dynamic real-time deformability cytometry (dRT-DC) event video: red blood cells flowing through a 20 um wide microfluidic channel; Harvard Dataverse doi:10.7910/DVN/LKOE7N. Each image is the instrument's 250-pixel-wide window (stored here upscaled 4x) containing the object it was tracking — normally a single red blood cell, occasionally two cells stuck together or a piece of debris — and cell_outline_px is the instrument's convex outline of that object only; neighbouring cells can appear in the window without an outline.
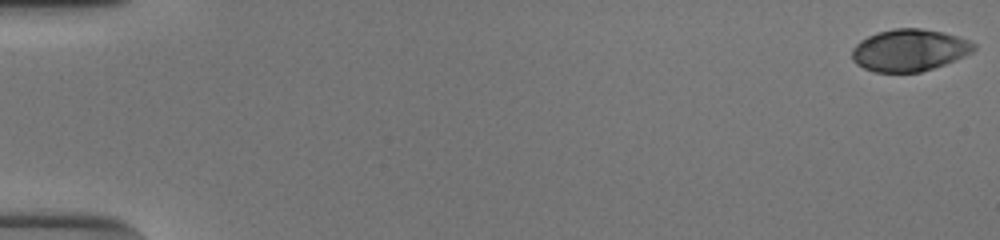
{"species": "human", "species_latin": "Homo sapiens", "temperature_condition": "cold", "stored_images_in_passage": 54, "camera_frame_rate_fps": 3000, "um_per_image_px": 0.085, "donor": {"sex": "male"}, "frame": {"image": 1, "passage_image": 1, "time_ms": 0.0, "image_size_px": [1000, 240], "cell_outline_px": [[976, 48], [972, 52], [964, 56], [944, 64], [920, 72], [876, 72], [864, 68], [856, 64], [852, 60], [852, 48], [860, 40], [876, 32], [892, 28], [920, 28], [940, 32], [956, 36], [968, 40], [976, 44]], "centroid_in_image_um": [77.26, 4.26], "position_along_channel_um": 7.7, "area_um2": 29.77}}
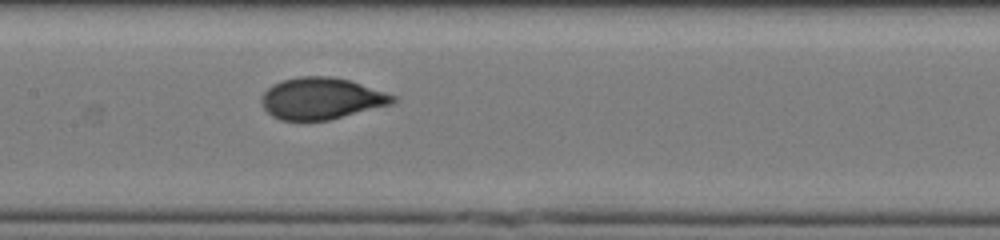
{"frame": {"image": 2, "passage_image": 28, "time_ms": 9.0, "image_size_px": [1000, 240], "cell_outline_px": [[396, 100], [392, 104], [328, 120], [280, 120], [272, 116], [264, 108], [264, 92], [272, 84], [284, 80], [300, 76], [332, 76], [348, 80], [396, 96]], "centroid_in_image_um": [27.32, 8.37], "position_along_channel_um": 180.1, "area_um2": 31.33}}
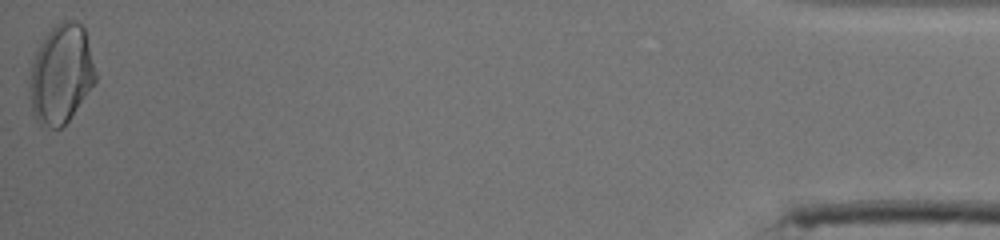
{"frame": {"image": 3, "passage_image": 54, "time_ms": 17.667, "image_size_px": [1000, 240], "cell_outline_px": [[96, 84], [68, 120], [60, 128], [52, 128], [40, 124], [36, 120], [32, 112], [28, 80], [32, 64], [36, 52], [44, 36], [56, 24], [64, 20], [76, 20], [84, 28], [96, 72]], "centroid_in_image_um": [5.19, 6.31], "position_along_channel_um": 430.0, "area_um2": 38.15}, "authors_computed_cell_mechanics": {"area_um2": 30.8074, "velocity_mm_per_s": 3.8735, "shape_relaxation_time_tau1_ms": 6.0128, "shape_relaxation_time_tau2_ms": null, "deformation_change_tau1": 0.2155, "deformation_change_tau2": null}}